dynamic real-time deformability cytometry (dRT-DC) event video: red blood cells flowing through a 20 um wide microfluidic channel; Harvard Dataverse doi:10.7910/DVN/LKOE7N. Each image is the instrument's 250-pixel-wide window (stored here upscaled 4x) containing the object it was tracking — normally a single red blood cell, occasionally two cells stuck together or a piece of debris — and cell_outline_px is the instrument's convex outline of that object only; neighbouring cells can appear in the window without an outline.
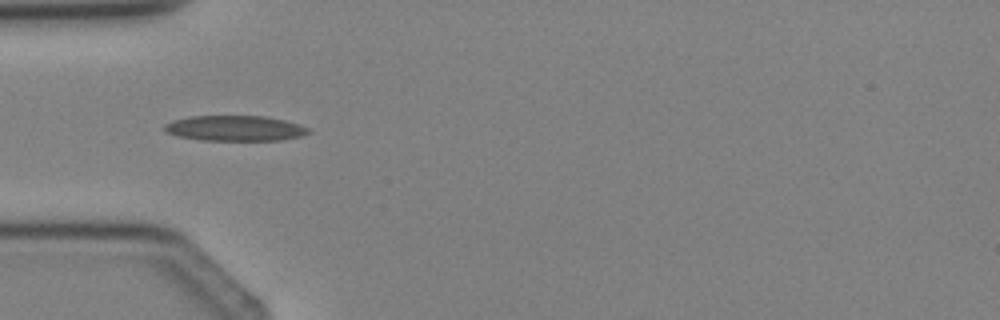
{"species": "Egyptian fruit bat (a non-hibernating species)", "species_latin": "Rousettus aegyptiacus", "temperature_condition": "cold", "stored_images_in_passage": 1, "camera_frame_rate_fps": 3000, "um_per_image_px": 0.085, "animal": {"sex": "female"}, "frame": {"image": 1, "passage_image": 1, "time_ms": 0.0, "image_size_px": [1000, 320], "cell_outline_px": [[312, 132], [300, 136], [280, 140], [204, 140], [176, 136], [168, 132], [164, 128], [164, 124], [172, 120], [188, 116], [268, 116], [300, 124], [312, 128]], "centroid_in_image_um": [20.01, 10.89], "position_along_channel_um": 65.0, "area_um2": 21.44}}